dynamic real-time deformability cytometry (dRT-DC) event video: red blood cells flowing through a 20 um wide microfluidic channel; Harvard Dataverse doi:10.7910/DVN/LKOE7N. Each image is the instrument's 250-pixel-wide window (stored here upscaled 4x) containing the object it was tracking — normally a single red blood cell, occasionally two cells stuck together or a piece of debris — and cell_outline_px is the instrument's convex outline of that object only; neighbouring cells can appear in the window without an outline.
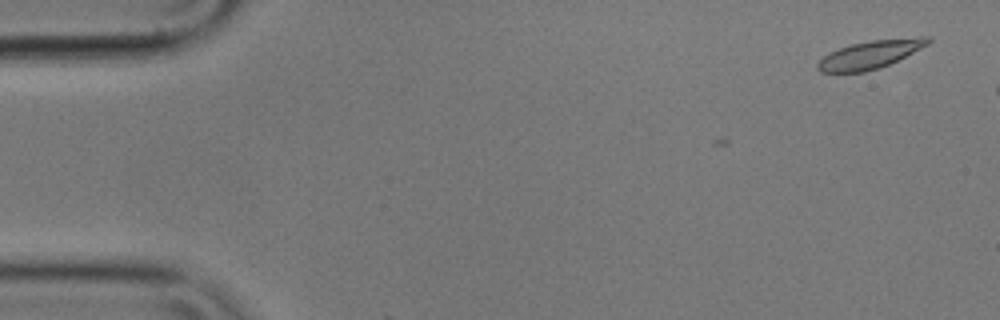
{"species": "common noctule bat (a hibernating species)", "species_latin": "Nyctalus noctula", "temperature_condition": "cold", "stored_images_in_passage": 2, "camera_frame_rate_fps": 3000, "um_per_image_px": 0.085, "animal": {"sex": "male", "body_mass_g": 17.9}, "frame": {"image": 1, "passage_image": 2, "time_ms": 0.333, "image_size_px": [1000, 320], "cell_outline_px": [[932, 40], [928, 44], [880, 68], [864, 72], [820, 72], [816, 68], [816, 64], [824, 56], [840, 48], [852, 44], [872, 40], [920, 36], [932, 36]], "centroid_in_image_um": [73.98, 4.63], "position_along_channel_um": 11.0, "area_um2": 17.8}}